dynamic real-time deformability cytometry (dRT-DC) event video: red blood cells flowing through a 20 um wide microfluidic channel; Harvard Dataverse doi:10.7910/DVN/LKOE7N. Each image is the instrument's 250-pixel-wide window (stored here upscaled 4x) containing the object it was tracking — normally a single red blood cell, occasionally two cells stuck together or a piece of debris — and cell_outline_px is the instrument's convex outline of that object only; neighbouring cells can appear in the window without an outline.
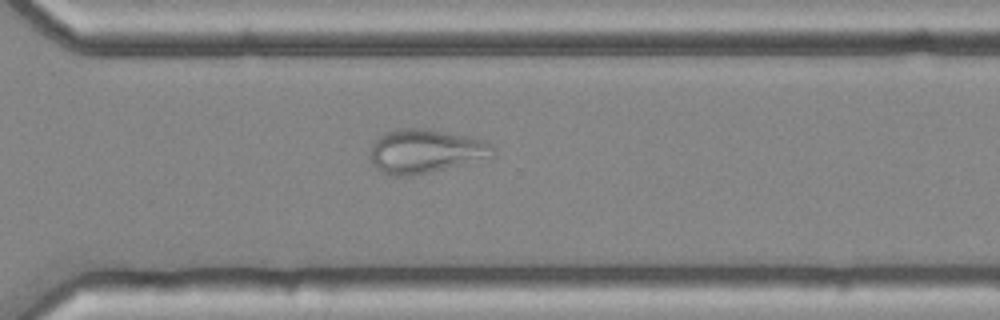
{"species": "common noctule bat (a hibernating species)", "species_latin": "Nyctalus noctula", "temperature_condition": "cold", "stored_images_in_passage": 54, "camera_frame_rate_fps": 3000, "um_per_image_px": 0.085, "animal": {"sex": "female", "body_mass_g": 25.1}, "frame": {"image": 1, "passage_image": 39, "time_ms": 12.667, "image_size_px": [1000, 320], "cell_outline_px": [[492, 156], [464, 164], [412, 176], [392, 176], [376, 168], [372, 164], [368, 152], [372, 144], [384, 132], [396, 128], [432, 128], [484, 140], [492, 148]], "centroid_in_image_um": [36.08, 12.83], "position_along_channel_um": 334.5, "area_um2": 31.44}}
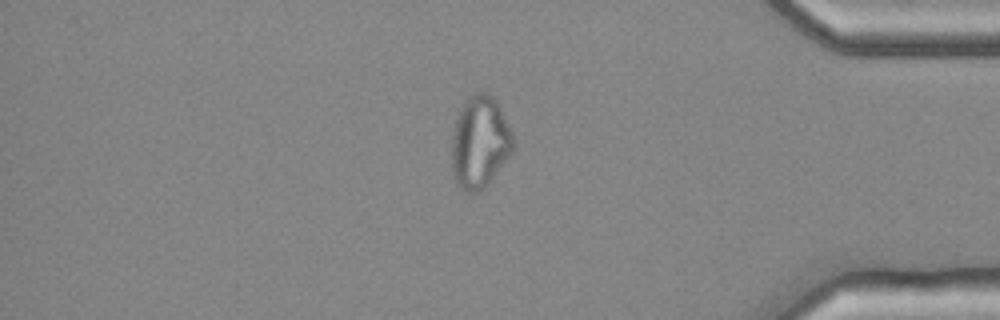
{"frame": {"image": 2, "passage_image": 46, "time_ms": 15.0, "image_size_px": [1000, 320], "cell_outline_px": [[516, 144], [512, 152], [484, 188], [476, 192], [464, 192], [456, 184], [452, 172], [452, 136], [456, 116], [464, 100], [468, 96], [476, 92], [488, 92], [496, 100], [512, 132]], "centroid_in_image_um": [40.77, 12.07], "position_along_channel_um": 394.4, "area_um2": 33.23}}